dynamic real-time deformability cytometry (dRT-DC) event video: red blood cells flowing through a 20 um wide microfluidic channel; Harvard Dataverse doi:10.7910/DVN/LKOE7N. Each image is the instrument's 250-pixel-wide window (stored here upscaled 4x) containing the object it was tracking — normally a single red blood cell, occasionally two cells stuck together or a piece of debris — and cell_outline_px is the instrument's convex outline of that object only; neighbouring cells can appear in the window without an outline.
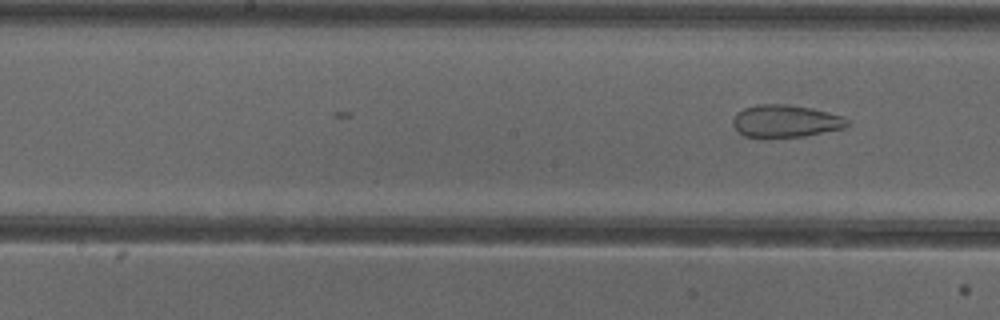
{"species": "common noctule bat (a hibernating species)", "species_latin": "Nyctalus noctula", "temperature_condition": "cold", "stored_images_in_passage": 24, "camera_frame_rate_fps": 3000, "um_per_image_px": 0.085, "animal": {"sex": "female"}, "frame": {"image": 1, "passage_image": 24, "time_ms": 7.667, "image_size_px": [1000, 320], "cell_outline_px": [[848, 124], [844, 128], [804, 136], [744, 136], [732, 124], [732, 120], [736, 112], [744, 108], [756, 104], [788, 104], [812, 108], [844, 116], [848, 120]], "centroid_in_image_um": [66.78, 10.26], "position_along_channel_um": 181.4, "area_um2": 21.39}}